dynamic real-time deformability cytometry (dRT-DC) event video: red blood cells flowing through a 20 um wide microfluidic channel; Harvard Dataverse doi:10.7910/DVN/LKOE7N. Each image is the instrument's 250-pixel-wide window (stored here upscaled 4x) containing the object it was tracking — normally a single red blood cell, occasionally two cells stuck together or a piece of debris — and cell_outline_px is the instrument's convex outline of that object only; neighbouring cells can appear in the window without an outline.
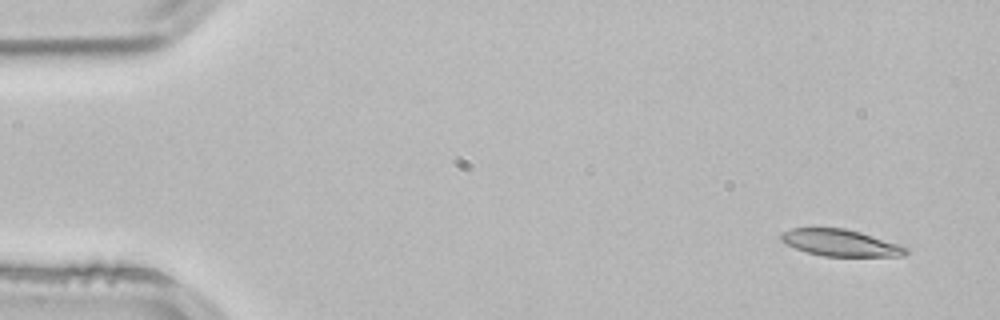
{"species": "common noctule bat (a hibernating species)", "species_latin": "Nyctalus noctula", "temperature_condition": "room temperature", "stored_images_in_passage": 5, "camera_frame_rate_fps": 3000, "um_per_image_px": 0.085, "animal": {"sex": "male", "body_mass_g": 21.5, "forearm_length_mm": 52.0}, "frame": {"image": 1, "passage_image": 1, "time_ms": 0.0, "image_size_px": [1000, 320], "cell_outline_px": [[908, 252], [904, 256], [824, 256], [808, 252], [796, 248], [780, 240], [780, 232], [792, 228], [844, 228], [860, 232], [900, 244], [908, 248]], "centroid_in_image_um": [71.45, 20.63], "position_along_channel_um": 13.5, "area_um2": 19.36}}